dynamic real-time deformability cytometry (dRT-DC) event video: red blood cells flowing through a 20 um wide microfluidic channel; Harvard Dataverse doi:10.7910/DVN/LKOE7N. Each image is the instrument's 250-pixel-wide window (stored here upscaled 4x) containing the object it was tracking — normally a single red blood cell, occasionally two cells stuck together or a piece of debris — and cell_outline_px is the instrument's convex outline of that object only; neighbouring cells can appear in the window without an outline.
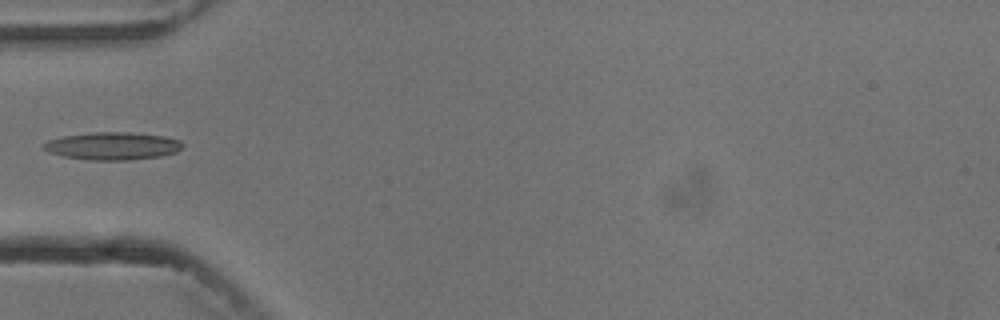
{"species": "common noctule bat (a hibernating species)", "species_latin": "Nyctalus noctula", "temperature_condition": "cold", "stored_images_in_passage": 7, "camera_frame_rate_fps": 3000, "um_per_image_px": 0.085, "animal": {"sex": "male", "body_mass_g": 13.3}, "frame": {"image": 1, "passage_image": 6, "time_ms": 5.667, "image_size_px": [1000, 320], "cell_outline_px": [[184, 144], [176, 152], [160, 156], [128, 160], [92, 160], [64, 156], [48, 152], [44, 148], [44, 144], [48, 140], [64, 136], [92, 132], [128, 132], [164, 136], [180, 140]], "centroid_in_image_um": [9.59, 12.4], "position_along_channel_um": 75.4, "area_um2": 22.2}}
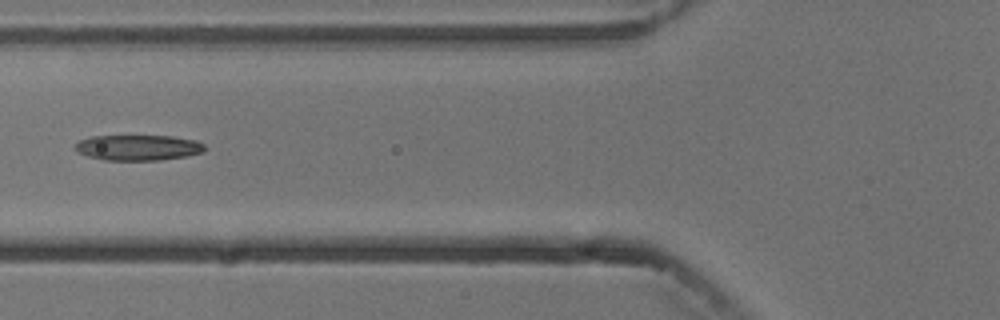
{"frame": {"image": 2, "passage_image": 7, "time_ms": 6.667, "image_size_px": [1000, 320], "cell_outline_px": [[208, 148], [204, 152], [188, 156], [160, 160], [104, 160], [88, 156], [76, 152], [76, 144], [80, 140], [92, 136], [172, 136], [196, 140], [204, 144]], "centroid_in_image_um": [11.8, 12.55], "position_along_channel_um": 114.0, "area_um2": 19.42}}